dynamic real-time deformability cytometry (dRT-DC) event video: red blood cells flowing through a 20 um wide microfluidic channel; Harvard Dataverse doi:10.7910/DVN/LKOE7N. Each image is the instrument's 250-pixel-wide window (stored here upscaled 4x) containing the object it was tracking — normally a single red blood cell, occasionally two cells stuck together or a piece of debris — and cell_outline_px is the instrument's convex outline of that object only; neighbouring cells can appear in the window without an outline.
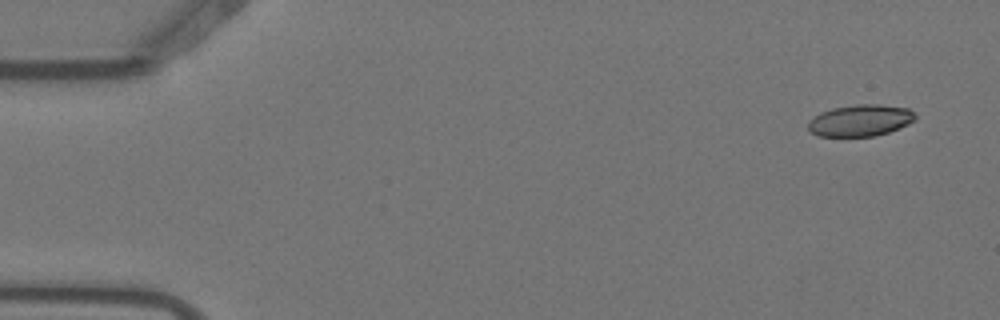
{"species": "Egyptian fruit bat (a non-hibernating species)", "species_latin": "Rousettus aegyptiacus", "temperature_condition": "warm", "stored_images_in_passage": 5, "camera_frame_rate_fps": 3000, "um_per_image_px": 0.085, "animal": {"sex": "female"}, "frame": {"image": 1, "passage_image": 1, "time_ms": 0.0, "image_size_px": [1000, 320], "cell_outline_px": [[916, 120], [908, 124], [888, 132], [872, 136], [816, 136], [808, 128], [808, 120], [820, 112], [832, 108], [856, 104], [880, 104], [908, 108], [916, 116]], "centroid_in_image_um": [73.11, 10.23], "position_along_channel_um": 11.9, "area_um2": 19.77}}
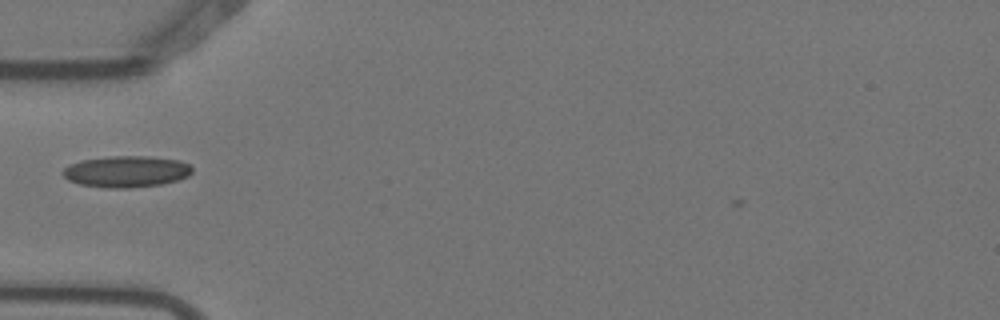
{"frame": {"image": 2, "passage_image": 4, "time_ms": 1.0, "image_size_px": [1000, 320], "cell_outline_px": [[192, 172], [188, 176], [176, 180], [160, 184], [128, 188], [104, 188], [80, 184], [68, 180], [60, 172], [68, 164], [80, 160], [112, 156], [148, 156], [180, 160], [188, 164], [192, 168]], "centroid_in_image_um": [10.7, 14.57], "position_along_channel_um": 74.3, "area_um2": 23.76}}